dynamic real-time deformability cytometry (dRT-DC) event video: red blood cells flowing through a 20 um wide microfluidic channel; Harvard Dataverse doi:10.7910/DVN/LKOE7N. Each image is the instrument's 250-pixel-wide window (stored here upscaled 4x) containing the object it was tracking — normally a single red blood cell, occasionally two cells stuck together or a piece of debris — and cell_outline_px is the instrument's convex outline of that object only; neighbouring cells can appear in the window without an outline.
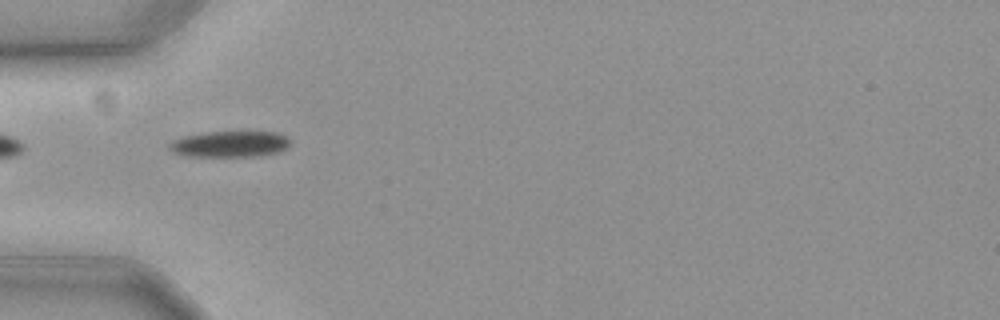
{"species": "common noctule bat (a hibernating species)", "species_latin": "Nyctalus noctula", "temperature_condition": "cold", "stored_images_in_passage": 42, "camera_frame_rate_fps": 3000, "um_per_image_px": 0.085, "animal": {"sex": "female", "body_mass_g": 19.3, "forearm_length_mm": 54.1}, "frame": {"image": 1, "passage_image": 3, "time_ms": 0.667, "image_size_px": [1000, 320], "cell_outline_px": [[292, 144], [288, 148], [280, 152], [260, 156], [192, 156], [176, 152], [172, 148], [172, 144], [176, 140], [184, 136], [208, 132], [276, 132], [284, 136]], "centroid_in_image_um": [19.68, 12.25], "position_along_channel_um": 65.3, "area_um2": 17.92}}
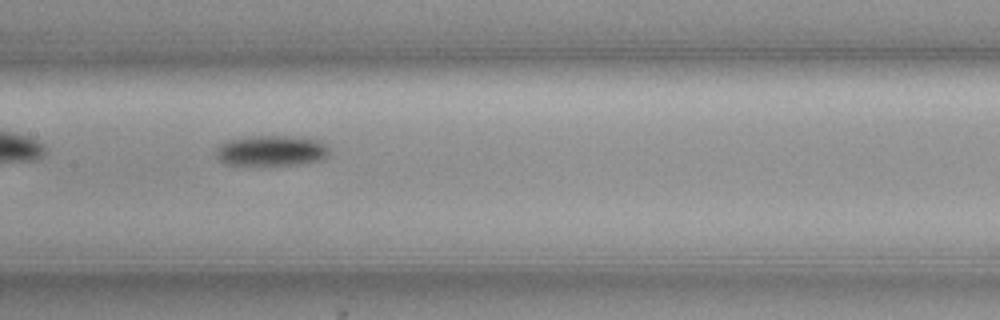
{"frame": {"image": 2, "passage_image": 13, "time_ms": 4.0, "image_size_px": [1000, 320], "cell_outline_px": [[328, 156], [320, 160], [296, 164], [224, 164], [216, 156], [216, 152], [228, 140], [256, 136], [300, 136], [316, 140], [324, 144], [328, 148]], "centroid_in_image_um": [23.11, 12.8], "position_along_channel_um": 184.3, "area_um2": 19.59}}
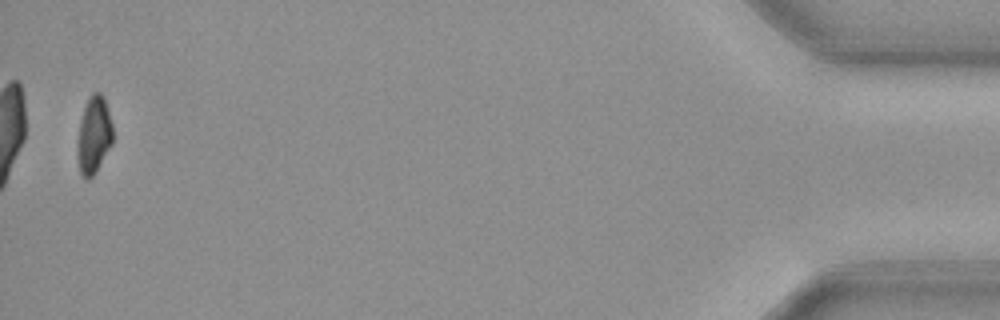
{"frame": {"image": 3, "passage_image": 41, "time_ms": 13.333, "image_size_px": [1000, 320], "cell_outline_px": [[112, 144], [92, 176], [88, 180], [80, 172], [76, 152], [76, 148], [80, 120], [84, 108], [92, 92], [100, 92], [104, 96], [112, 124]], "centroid_in_image_um": [7.96, 11.46], "position_along_channel_um": 427.2, "area_um2": 15.78}}